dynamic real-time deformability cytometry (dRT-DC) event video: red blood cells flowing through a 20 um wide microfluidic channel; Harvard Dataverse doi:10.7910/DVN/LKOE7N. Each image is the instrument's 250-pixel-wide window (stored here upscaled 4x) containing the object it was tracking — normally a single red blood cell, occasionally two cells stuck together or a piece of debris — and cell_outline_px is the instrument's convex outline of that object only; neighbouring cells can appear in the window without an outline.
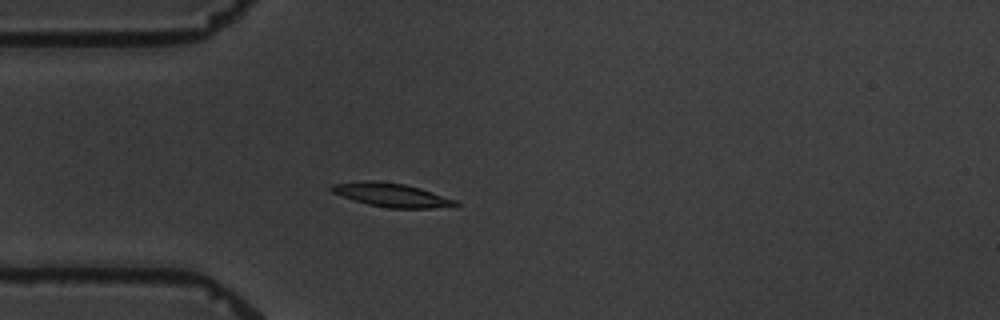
{"species": "common noctule bat (a hibernating species)", "species_latin": "Nyctalus noctula", "temperature_condition": "warm", "stored_images_in_passage": 4, "camera_frame_rate_fps": 3000, "um_per_image_px": 0.085, "animal": {"sex": "male", "body_mass_g": 19.5, "forearm_length_mm": 54.6}, "frame": {"image": 1, "passage_image": 3, "time_ms": 2.667, "image_size_px": [1000, 320], "cell_outline_px": [[460, 204], [432, 208], [388, 208], [368, 204], [332, 192], [328, 188], [332, 184], [368, 180], [372, 180], [404, 184], [420, 188], [456, 200]], "centroid_in_image_um": [33.26, 16.56], "position_along_channel_um": 51.7, "area_um2": 16.76}}